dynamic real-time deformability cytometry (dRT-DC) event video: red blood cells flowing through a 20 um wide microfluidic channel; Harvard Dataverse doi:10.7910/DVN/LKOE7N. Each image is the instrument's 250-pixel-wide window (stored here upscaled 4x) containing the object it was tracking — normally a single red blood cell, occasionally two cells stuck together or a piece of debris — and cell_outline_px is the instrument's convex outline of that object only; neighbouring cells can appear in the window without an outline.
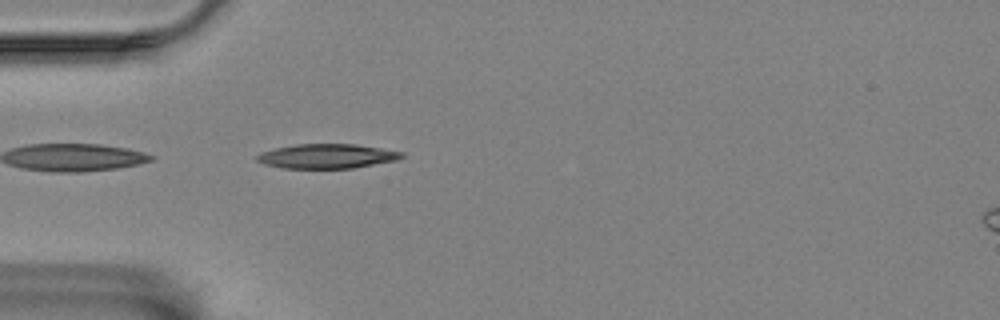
{"species": "Egyptian fruit bat (a non-hibernating species)", "species_latin": "Rousettus aegyptiacus", "temperature_condition": "room temperature", "stored_images_in_passage": 41, "camera_frame_rate_fps": 3000, "um_per_image_px": 0.085, "animal": {"sex": "female"}, "frame": {"image": 1, "passage_image": 1, "time_ms": 0.0, "image_size_px": [1000, 320], "cell_outline_px": [[404, 156], [396, 160], [352, 168], [280, 168], [264, 164], [256, 160], [256, 156], [264, 152], [276, 148], [296, 144], [356, 144], [404, 152]], "centroid_in_image_um": [27.79, 13.27], "position_along_channel_um": 57.2, "area_um2": 20.46}}
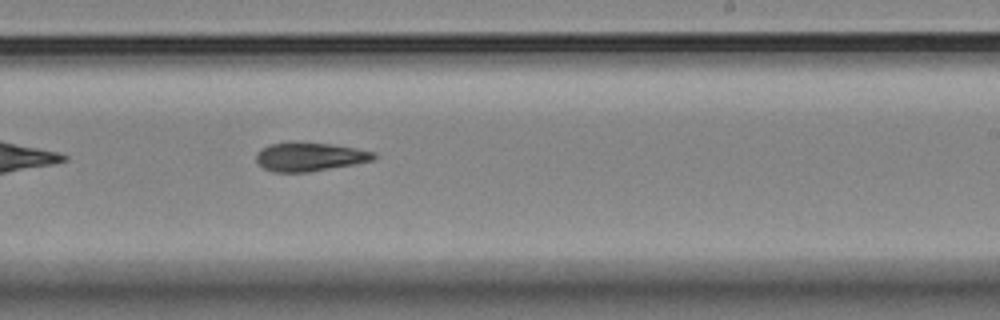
{"frame": {"image": 2, "passage_image": 19, "time_ms": 6.0, "image_size_px": [1000, 320], "cell_outline_px": [[376, 156], [372, 160], [352, 164], [308, 172], [272, 172], [264, 168], [256, 160], [256, 152], [260, 148], [268, 144], [292, 140], [328, 144], [356, 148], [376, 152]], "centroid_in_image_um": [26.24, 13.3], "position_along_channel_um": 262.8, "area_um2": 19.88}}
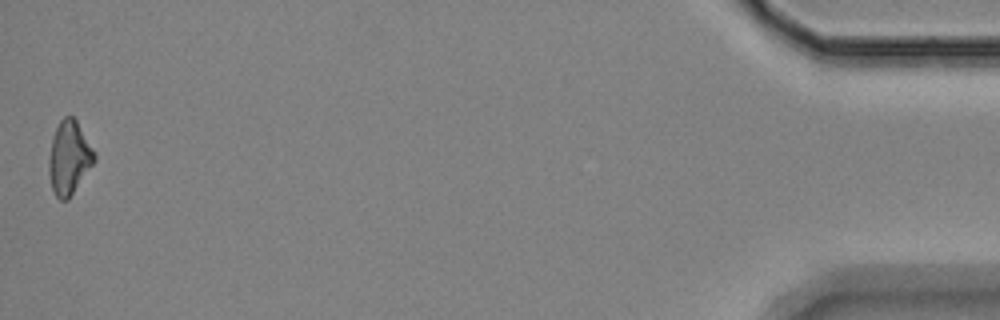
{"frame": {"image": 3, "passage_image": 41, "time_ms": 13.333, "image_size_px": [1000, 320], "cell_outline_px": [[96, 160], [68, 200], [60, 200], [56, 196], [52, 188], [48, 172], [48, 160], [52, 136], [60, 120], [64, 116], [72, 116], [76, 120], [96, 152]], "centroid_in_image_um": [5.87, 13.4], "position_along_channel_um": 429.3, "area_um2": 19.59}, "authors_computed_cell_mechanics": {"area_um2": 19.941, "velocity_mm_per_s": 3.4919, "shape_relaxation_time_tau1_ms": 3.9702, "shape_relaxation_time_tau2_ms": 7.3343, "deformation_change_tau1": 0.1415, "deformation_change_tau2": 0.1588}}